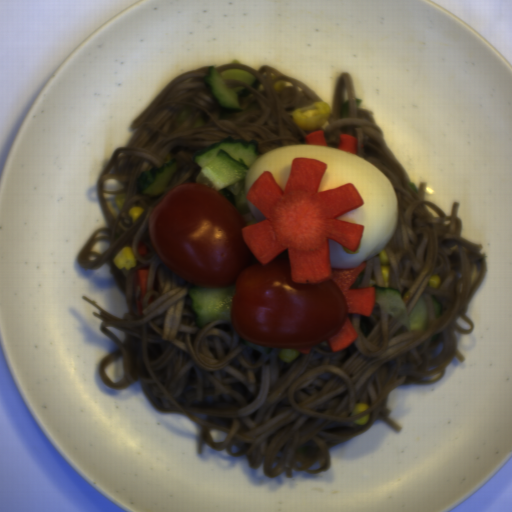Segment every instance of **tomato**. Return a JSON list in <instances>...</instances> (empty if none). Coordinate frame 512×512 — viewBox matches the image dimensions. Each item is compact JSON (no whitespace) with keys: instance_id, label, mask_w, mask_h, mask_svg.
Here are the masks:
<instances>
[{"instance_id":"tomato-1","label":"tomato","mask_w":512,"mask_h":512,"mask_svg":"<svg viewBox=\"0 0 512 512\" xmlns=\"http://www.w3.org/2000/svg\"><path fill=\"white\" fill-rule=\"evenodd\" d=\"M245 220L223 190L195 181L153 208L149 241L178 275L203 288H233L234 331L258 345L295 351L328 341L349 318L338 284H297L289 261L260 266L242 238Z\"/></svg>"}]
</instances>
